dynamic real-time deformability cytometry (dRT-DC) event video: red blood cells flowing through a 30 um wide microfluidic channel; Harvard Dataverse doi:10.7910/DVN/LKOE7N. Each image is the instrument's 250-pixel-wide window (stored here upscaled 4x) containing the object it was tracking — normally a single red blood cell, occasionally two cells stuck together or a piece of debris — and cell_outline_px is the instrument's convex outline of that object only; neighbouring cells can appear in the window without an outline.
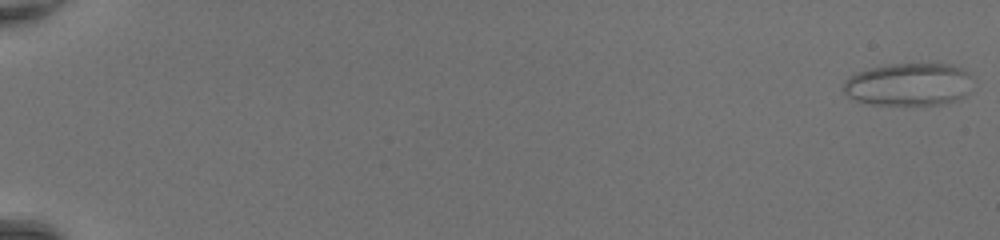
{"species": "common noctule bat (a hibernating species)", "species_latin": "Nyctalus noctula", "temperature_condition": "room temperature", "stored_images_in_passage": 50, "camera_frame_rate_fps": 3000, "um_per_image_px": 0.085, "animal": {"sex": "female", "body_mass_g": 20.0, "forearm_length_mm": 54.0}, "frame": {"image": 1, "passage_image": 1, "time_ms": 0.0, "image_size_px": [1000, 240], "cell_outline_px": [[972, 76], [968, 92], [964, 96], [948, 104], [872, 104], [856, 100], [848, 96], [844, 92], [844, 80], [848, 76], [856, 72], [888, 64], [948, 64], [960, 68], [968, 72]], "centroid_in_image_um": [77.24, 7.17], "position_along_channel_um": 7.8, "area_um2": 32.08}}
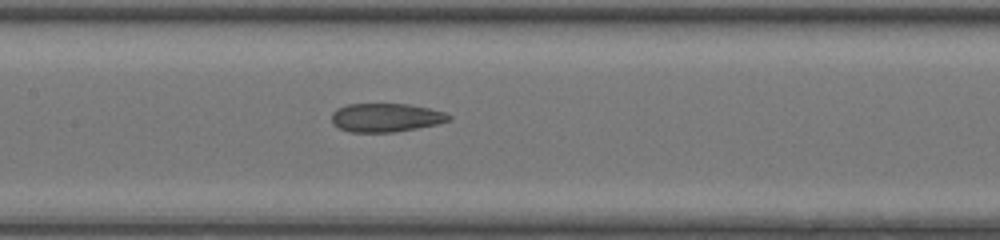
{"frame": {"image": 2, "passage_image": 27, "time_ms": 8.667, "image_size_px": [1000, 240], "cell_outline_px": [[452, 120], [436, 124], [396, 132], [352, 132], [340, 128], [332, 124], [332, 112], [336, 108], [348, 104], [408, 104], [428, 108], [444, 112], [452, 116]], "centroid_in_image_um": [32.79, 9.99], "position_along_channel_um": 174.6, "area_um2": 19.54}}
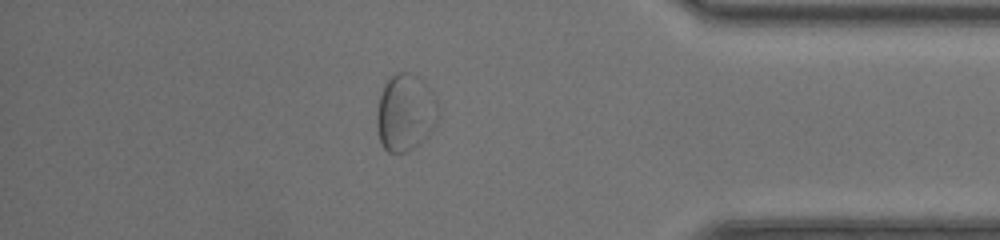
{"frame": {"image": 3, "passage_image": 44, "time_ms": 14.333, "image_size_px": [1000, 240], "cell_outline_px": [[440, 116], [436, 124], [428, 136], [412, 148], [404, 152], [388, 152], [384, 148], [380, 140], [376, 124], [376, 112], [380, 96], [384, 84], [388, 76], [396, 72], [408, 72], [424, 84], [432, 92], [440, 108]], "centroid_in_image_um": [34.45, 9.57], "position_along_channel_um": 400.7, "area_um2": 27.63}}